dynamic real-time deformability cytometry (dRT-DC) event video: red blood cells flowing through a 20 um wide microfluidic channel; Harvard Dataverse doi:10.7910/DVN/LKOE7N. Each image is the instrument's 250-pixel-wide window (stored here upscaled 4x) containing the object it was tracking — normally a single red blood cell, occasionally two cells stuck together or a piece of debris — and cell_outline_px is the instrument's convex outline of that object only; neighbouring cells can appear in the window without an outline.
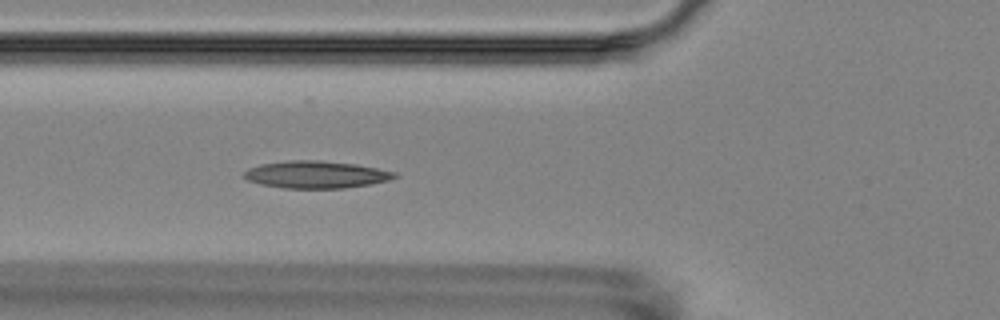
{"species": "Egyptian fruit bat (a non-hibernating species)", "species_latin": "Rousettus aegyptiacus", "temperature_condition": "room temperature", "stored_images_in_passage": 5, "camera_frame_rate_fps": 3000, "um_per_image_px": 0.085, "animal": {"sex": "female"}, "frame": {"image": 1, "passage_image": 5, "time_ms": 5.333, "image_size_px": [1000, 320], "cell_outline_px": [[400, 176], [388, 180], [372, 184], [344, 188], [284, 188], [260, 184], [248, 180], [244, 176], [244, 172], [248, 168], [260, 164], [288, 160], [320, 160], [356, 164], [396, 172]], "centroid_in_image_um": [26.88, 14.83], "position_along_channel_um": 98.9, "area_um2": 23.99}}